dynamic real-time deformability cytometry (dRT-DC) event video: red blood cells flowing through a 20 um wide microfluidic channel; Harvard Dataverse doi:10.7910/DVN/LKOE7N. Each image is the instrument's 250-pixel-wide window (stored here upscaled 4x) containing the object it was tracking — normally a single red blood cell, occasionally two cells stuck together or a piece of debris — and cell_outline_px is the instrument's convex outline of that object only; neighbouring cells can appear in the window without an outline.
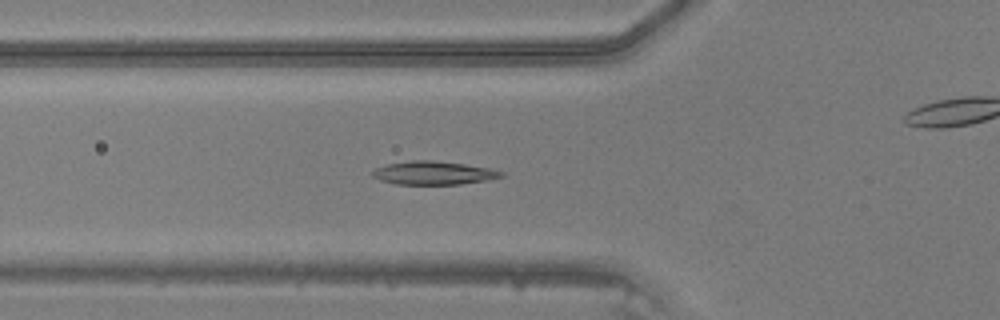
{"species": "common noctule bat (a hibernating species)", "species_latin": "Nyctalus noctula", "temperature_condition": "warm", "stored_images_in_passage": 32, "camera_frame_rate_fps": 3000, "um_per_image_px": 0.085, "animal": {"sex": "male", "body_mass_g": 20.5, "forearm_length_mm": 52.5}, "frame": {"image": 1, "passage_image": 2, "time_ms": 0.333, "image_size_px": [1000, 320], "cell_outline_px": [[504, 176], [488, 180], [460, 184], [396, 184], [380, 180], [372, 176], [372, 172], [376, 168], [388, 164], [412, 160], [432, 160], [464, 164], [488, 168], [504, 172]], "centroid_in_image_um": [36.86, 14.7], "position_along_channel_um": 88.9, "area_um2": 17.4}}
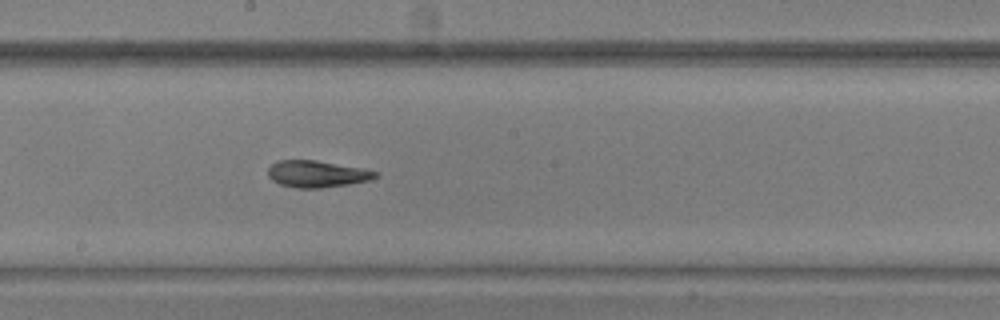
{"frame": {"image": 2, "passage_image": 11, "time_ms": 3.333, "image_size_px": [1000, 320], "cell_outline_px": [[380, 176], [368, 180], [348, 184], [320, 188], [296, 188], [280, 184], [272, 180], [268, 176], [268, 168], [272, 164], [280, 160], [316, 160], [360, 168], [380, 172]], "centroid_in_image_um": [26.94, 14.79], "position_along_channel_um": 221.3, "area_um2": 16.65}}
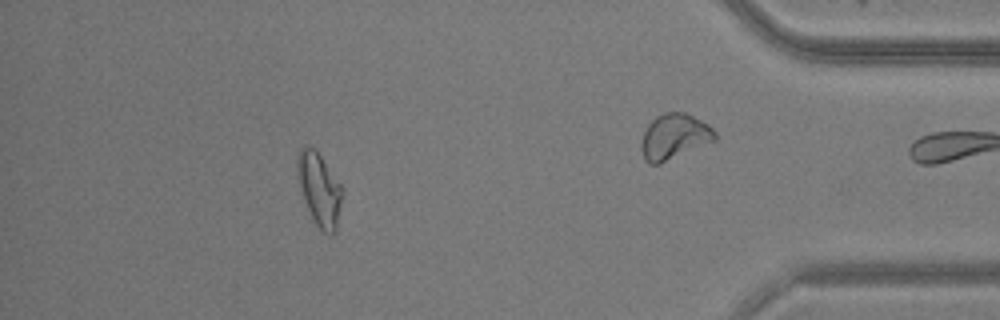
{"frame": {"image": 3, "passage_image": 27, "time_ms": 8.667, "image_size_px": [1000, 320], "cell_outline_px": [[344, 192], [336, 228], [332, 236], [324, 232], [316, 224], [304, 200], [296, 176], [296, 156], [300, 148], [304, 144], [316, 148], [344, 188]], "centroid_in_image_um": [27.14, 16.01], "position_along_channel_um": 408.1, "area_um2": 19.54}}